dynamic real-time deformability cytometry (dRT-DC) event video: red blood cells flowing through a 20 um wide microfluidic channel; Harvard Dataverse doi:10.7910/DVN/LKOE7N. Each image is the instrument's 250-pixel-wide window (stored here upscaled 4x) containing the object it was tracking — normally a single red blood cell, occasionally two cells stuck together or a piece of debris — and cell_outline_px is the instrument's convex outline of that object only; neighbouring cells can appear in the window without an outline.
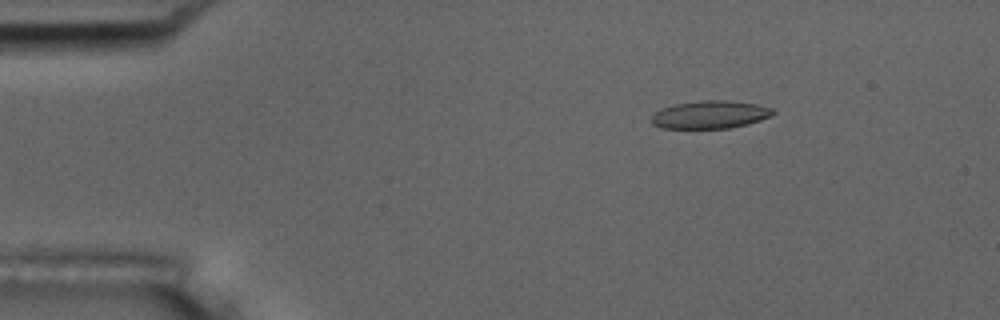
{"species": "common noctule bat (a hibernating species)", "species_latin": "Nyctalus noctula", "temperature_condition": "room temperature", "stored_images_in_passage": 54, "camera_frame_rate_fps": 3000, "um_per_image_px": 0.085, "animal": {"sex": "male", "body_mass_g": 17.5, "forearm_length_mm": 52.3}, "frame": {"image": 1, "passage_image": 8, "time_ms": 2.333, "image_size_px": [1000, 320], "cell_outline_px": [[776, 112], [772, 116], [748, 124], [728, 128], [660, 128], [652, 124], [652, 116], [660, 108], [676, 104], [700, 100], [724, 100], [756, 104], [772, 108]], "centroid_in_image_um": [60.36, 9.74], "position_along_channel_um": 24.6, "area_um2": 19.71}}
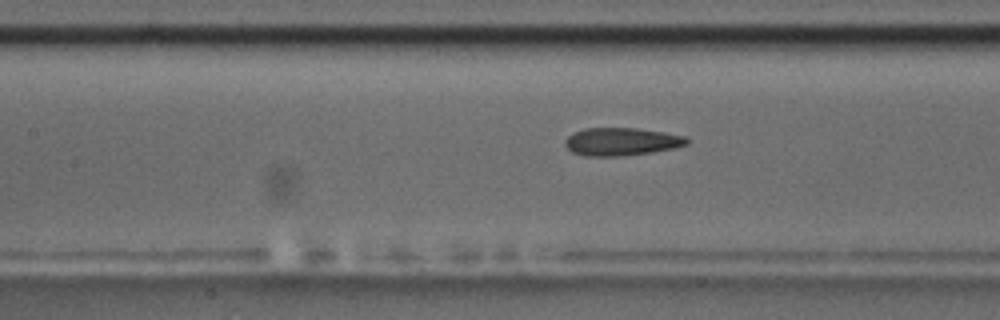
{"frame": {"image": 2, "passage_image": 24, "time_ms": 7.667, "image_size_px": [1000, 320], "cell_outline_px": [[688, 144], [676, 148], [652, 152], [624, 156], [584, 156], [572, 152], [564, 144], [564, 140], [572, 132], [584, 128], [636, 128], [664, 132], [684, 136], [688, 140]], "centroid_in_image_um": [52.8, 12.04], "position_along_channel_um": 154.6, "area_um2": 19.94}}
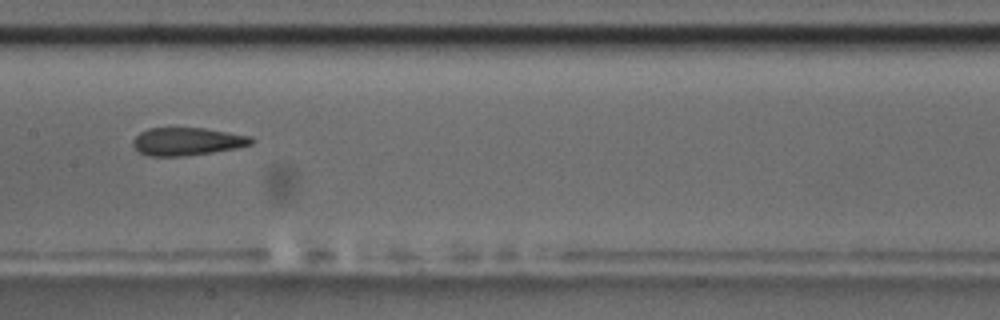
{"frame": {"image": 3, "passage_image": 27, "time_ms": 8.667, "image_size_px": [1000, 320], "cell_outline_px": [[256, 140], [252, 144], [236, 148], [212, 152], [184, 156], [148, 156], [140, 152], [132, 144], [132, 140], [140, 132], [148, 128], [204, 128], [252, 136]], "centroid_in_image_um": [15.92, 12.02], "position_along_channel_um": 191.5, "area_um2": 19.25}, "authors_computed_cell_mechanics": {"area_um2": 19.8832, "velocity_mm_per_s": 3.7275, "shape_relaxation_time_tau1_ms": null, "shape_relaxation_time_tau2_ms": 3.1196, "deformation_change_tau1": null, "deformation_change_tau2": 0.1207}}